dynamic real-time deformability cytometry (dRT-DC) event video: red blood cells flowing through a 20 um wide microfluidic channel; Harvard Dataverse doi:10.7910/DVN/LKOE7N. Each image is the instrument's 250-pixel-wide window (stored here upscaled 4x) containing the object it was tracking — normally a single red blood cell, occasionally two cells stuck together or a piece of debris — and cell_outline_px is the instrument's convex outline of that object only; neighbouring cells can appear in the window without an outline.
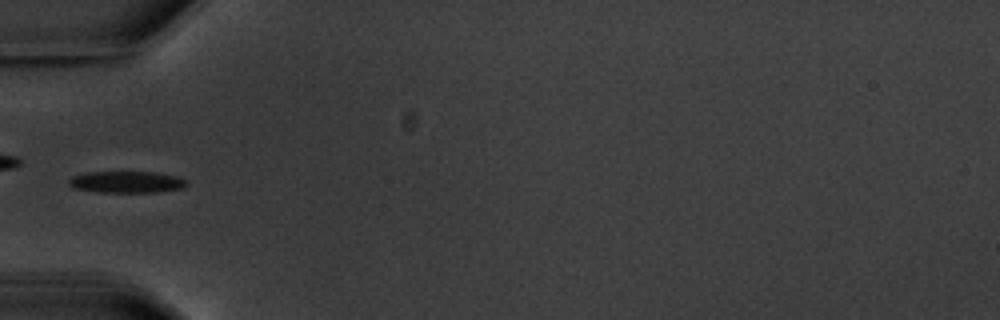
{"species": "common noctule bat (a hibernating species)", "species_latin": "Nyctalus noctula", "temperature_condition": "warm", "stored_images_in_passage": 10, "camera_frame_rate_fps": 3000, "um_per_image_px": 0.085, "animal": {"sex": "male", "body_mass_g": 20.1, "forearm_length_mm": 53.5}, "frame": {"image": 1, "passage_image": 6, "time_ms": 6.0, "image_size_px": [1000, 320], "cell_outline_px": [[188, 184], [184, 188], [156, 192], [100, 192], [72, 188], [68, 184], [68, 180], [72, 176], [88, 172], [156, 172], [176, 176], [188, 180]], "centroid_in_image_um": [10.77, 15.47], "position_along_channel_um": 74.2, "area_um2": 14.97}}